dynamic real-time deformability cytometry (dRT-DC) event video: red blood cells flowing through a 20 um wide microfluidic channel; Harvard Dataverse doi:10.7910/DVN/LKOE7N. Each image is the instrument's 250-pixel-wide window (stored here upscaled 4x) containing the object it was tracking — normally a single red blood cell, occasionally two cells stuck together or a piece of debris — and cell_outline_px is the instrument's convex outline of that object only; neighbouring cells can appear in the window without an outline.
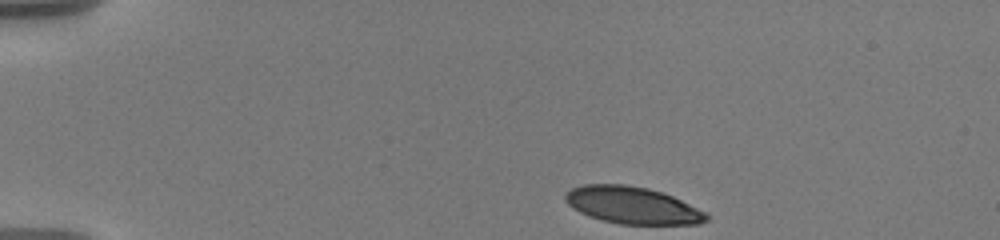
{"species": "human", "species_latin": "Homo sapiens", "temperature_condition": "warm", "stored_images_in_passage": 42, "camera_frame_rate_fps": 3000, "um_per_image_px": 0.085, "donor": {"sex": "male"}, "frame": {"image": 1, "passage_image": 1, "time_ms": 0.0, "image_size_px": [1000, 240], "cell_outline_px": [[708, 220], [700, 224], [620, 224], [588, 216], [572, 208], [564, 200], [564, 192], [572, 188], [584, 184], [624, 184], [648, 188], [672, 196], [708, 212]], "centroid_in_image_um": [53.75, 17.45], "position_along_channel_um": 31.3, "area_um2": 30.58}}
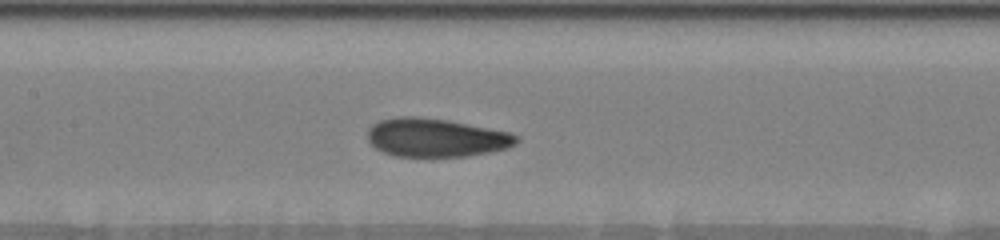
{"frame": {"image": 2, "passage_image": 17, "time_ms": 6.0, "image_size_px": [1000, 240], "cell_outline_px": [[520, 140], [516, 144], [508, 148], [468, 156], [392, 156], [376, 148], [368, 140], [368, 128], [372, 124], [380, 120], [396, 116], [416, 116], [448, 120], [508, 132], [520, 136]], "centroid_in_image_um": [37.05, 11.69], "position_along_channel_um": 170.3, "area_um2": 33.41}}
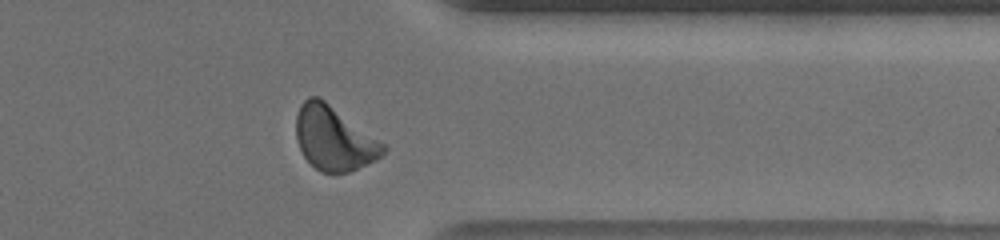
{"frame": {"image": 3, "passage_image": 33, "time_ms": 12.0, "image_size_px": [1000, 240], "cell_outline_px": [[388, 148], [376, 160], [348, 172], [320, 172], [304, 156], [296, 140], [296, 116], [300, 104], [308, 96], [316, 96], [324, 100], [384, 144]], "centroid_in_image_um": [28.35, 11.76], "position_along_channel_um": 383.0, "area_um2": 31.96}, "authors_computed_cell_mechanics": {"area_um2": 32.079, "velocity_mm_per_s": 3.599, "shape_relaxation_time_tau1_ms": 3.867, "shape_relaxation_time_tau2_ms": 1.123, "deformation_change_tau1": 0.1736, "deformation_change_tau2": 0.0749}}